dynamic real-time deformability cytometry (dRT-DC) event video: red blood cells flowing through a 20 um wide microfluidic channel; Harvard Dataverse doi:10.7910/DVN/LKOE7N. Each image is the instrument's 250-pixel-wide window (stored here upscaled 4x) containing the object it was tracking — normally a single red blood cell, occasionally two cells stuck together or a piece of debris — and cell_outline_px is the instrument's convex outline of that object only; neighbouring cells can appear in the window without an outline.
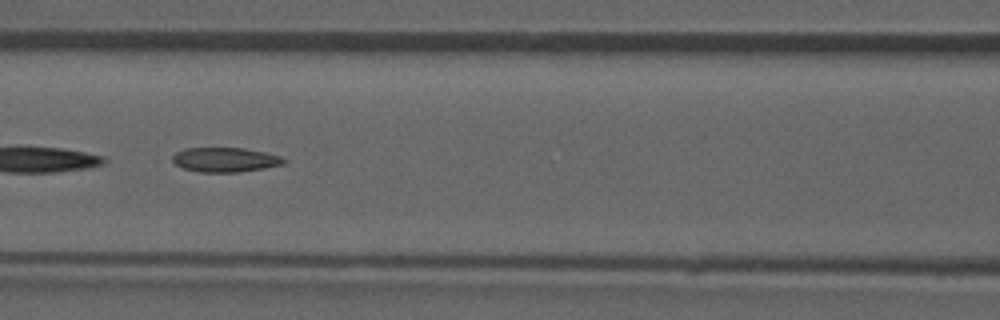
{"species": "common noctule bat (a hibernating species)", "species_latin": "Nyctalus noctula", "temperature_condition": "room temperature", "stored_images_in_passage": 50, "camera_frame_rate_fps": 3000, "um_per_image_px": 0.085, "animal": {"sex": "male", "forearm_length_mm": 52.5}, "frame": {"image": 1, "passage_image": 22, "time_ms": 7.0, "image_size_px": [1000, 320], "cell_outline_px": [[288, 160], [284, 164], [264, 168], [236, 172], [200, 172], [184, 168], [176, 164], [172, 160], [172, 156], [176, 152], [184, 148], [244, 148], [264, 152], [280, 156]], "centroid_in_image_um": [19.14, 13.57], "position_along_channel_um": 147.5, "area_um2": 15.84}, "authors_computed_cell_mechanics": {"area_um2": 16.6464, "velocity_mm_per_s": 3.9091, "shape_relaxation_time_tau1_ms": null, "shape_relaxation_time_tau2_ms": 3.7807, "deformation_change_tau1": null, "deformation_change_tau2": 0.112}}